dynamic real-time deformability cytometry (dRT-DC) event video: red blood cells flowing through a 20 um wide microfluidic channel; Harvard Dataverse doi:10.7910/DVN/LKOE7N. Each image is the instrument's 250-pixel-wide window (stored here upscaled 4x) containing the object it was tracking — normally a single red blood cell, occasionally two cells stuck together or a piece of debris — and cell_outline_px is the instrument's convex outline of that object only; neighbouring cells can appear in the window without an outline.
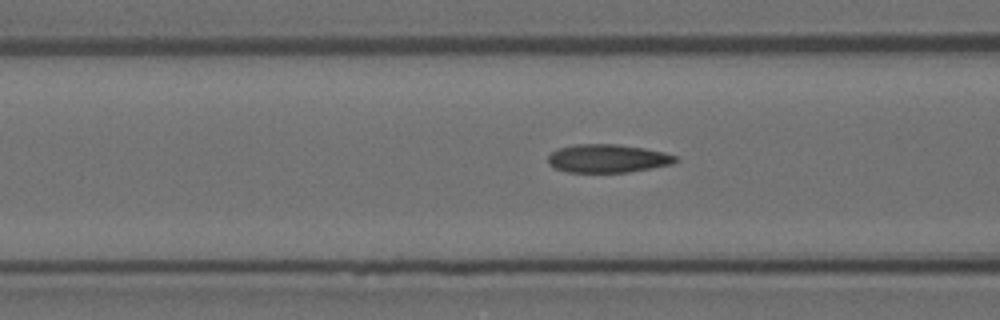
{"species": "Egyptian fruit bat (a non-hibernating species)", "species_latin": "Rousettus aegyptiacus", "temperature_condition": "room temperature", "stored_images_in_passage": 8, "camera_frame_rate_fps": 3000, "um_per_image_px": 0.085, "animal": {"sex": "female"}, "frame": {"image": 1, "passage_image": 6, "time_ms": 1.667, "image_size_px": [1000, 320], "cell_outline_px": [[680, 160], [672, 164], [628, 172], [568, 172], [556, 168], [548, 164], [548, 156], [556, 148], [576, 144], [616, 144], [644, 148], [664, 152], [676, 156]], "centroid_in_image_um": [51.64, 13.46], "position_along_channel_um": 115.0, "area_um2": 21.04}}